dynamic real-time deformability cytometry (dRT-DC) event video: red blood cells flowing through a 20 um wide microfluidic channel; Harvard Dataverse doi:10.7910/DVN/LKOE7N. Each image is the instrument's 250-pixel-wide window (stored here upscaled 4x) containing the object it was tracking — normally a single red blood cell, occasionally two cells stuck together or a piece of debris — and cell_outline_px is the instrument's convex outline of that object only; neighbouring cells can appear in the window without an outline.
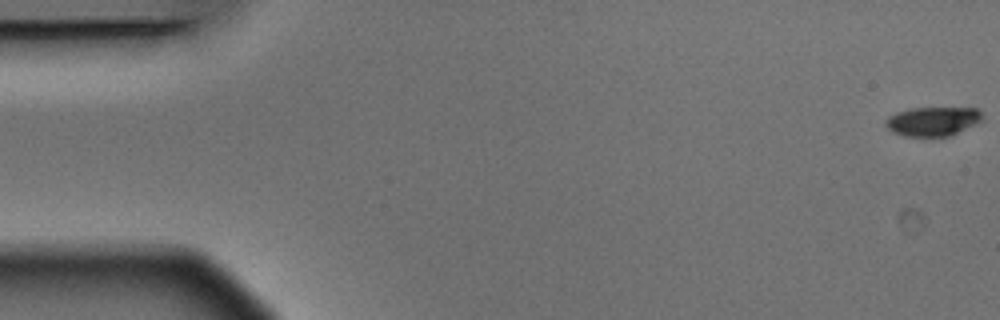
{"species": "Egyptian fruit bat (a non-hibernating species)", "species_latin": "Rousettus aegyptiacus", "temperature_condition": "warm", "stored_images_in_passage": 6, "camera_frame_rate_fps": 3000, "um_per_image_px": 0.085, "animal": {"sex": "male"}, "frame": {"image": 1, "passage_image": 1, "time_ms": 0.0, "image_size_px": [1000, 320], "cell_outline_px": [[984, 120], [952, 136], [904, 136], [892, 132], [884, 124], [884, 120], [888, 116], [896, 112], [912, 108], [976, 108], [984, 116]], "centroid_in_image_um": [79.29, 10.31], "position_along_channel_um": 5.7, "area_um2": 16.65}}
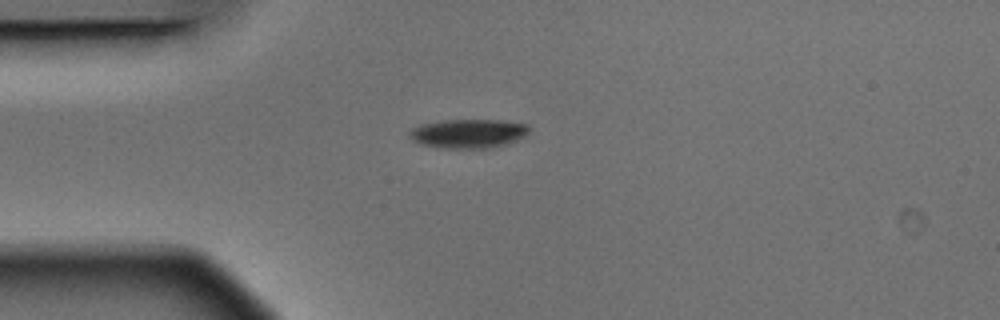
{"frame": {"image": 2, "passage_image": 5, "time_ms": 1.333, "image_size_px": [1000, 320], "cell_outline_px": [[528, 132], [524, 136], [516, 140], [504, 144], [488, 148], [436, 148], [412, 140], [408, 136], [408, 132], [412, 128], [420, 124], [444, 120], [500, 120], [528, 124]], "centroid_in_image_um": [39.76, 11.34], "position_along_channel_um": 45.2, "area_um2": 20.17}}
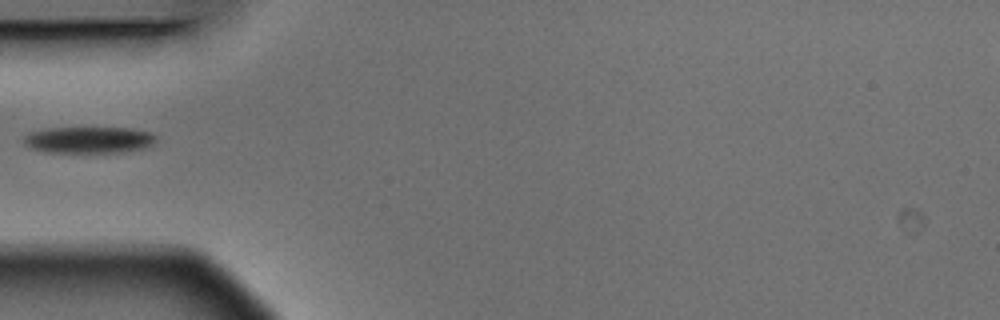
{"frame": {"image": 3, "passage_image": 6, "time_ms": 1.667, "image_size_px": [1000, 320], "cell_outline_px": [[156, 140], [152, 144], [144, 148], [120, 152], [44, 152], [32, 148], [24, 144], [24, 136], [32, 132], [48, 128], [132, 128], [152, 132], [156, 136]], "centroid_in_image_um": [7.58, 11.89], "position_along_channel_um": 77.4, "area_um2": 20.35}}